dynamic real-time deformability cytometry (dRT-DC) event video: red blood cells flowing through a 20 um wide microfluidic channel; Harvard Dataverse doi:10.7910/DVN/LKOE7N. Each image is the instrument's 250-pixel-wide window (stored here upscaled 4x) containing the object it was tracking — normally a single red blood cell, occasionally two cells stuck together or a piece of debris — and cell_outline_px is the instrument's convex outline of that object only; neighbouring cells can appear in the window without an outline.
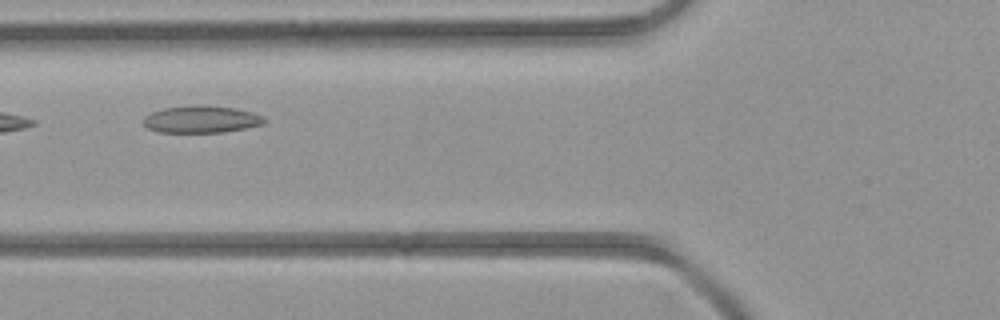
{"species": "common noctule bat (a hibernating species)", "species_latin": "Nyctalus noctula", "temperature_condition": "room temperature", "stored_images_in_passage": 3, "camera_frame_rate_fps": 3000, "um_per_image_px": 0.085, "animal": {"sex": "female", "body_mass_g": 21.9}, "frame": {"image": 1, "passage_image": 2, "time_ms": 1.333, "image_size_px": [1000, 320], "cell_outline_px": [[268, 120], [264, 124], [224, 132], [156, 132], [148, 128], [140, 120], [144, 116], [152, 112], [164, 108], [188, 104], [204, 104], [236, 108], [252, 112], [264, 116]], "centroid_in_image_um": [17.1, 10.12], "position_along_channel_um": 108.7, "area_um2": 19.59}}
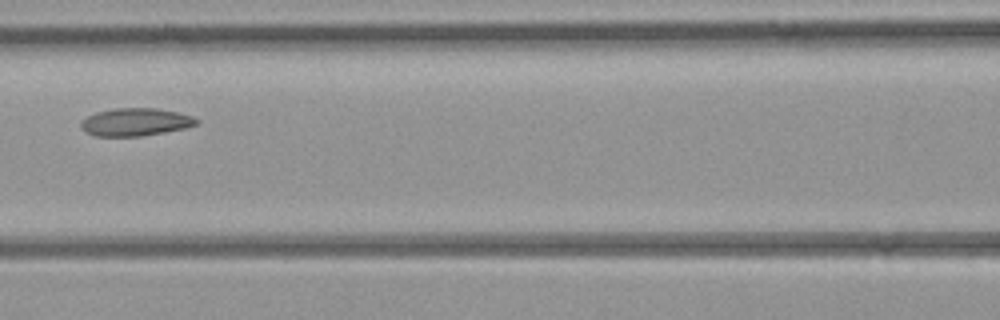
{"frame": {"image": 2, "passage_image": 3, "time_ms": 2.333, "image_size_px": [1000, 320], "cell_outline_px": [[200, 120], [196, 124], [184, 128], [164, 132], [140, 136], [96, 136], [84, 132], [80, 128], [80, 124], [88, 116], [96, 112], [112, 108], [156, 108], [180, 112], [192, 116]], "centroid_in_image_um": [11.5, 10.36], "position_along_channel_um": 155.1, "area_um2": 18.73}}